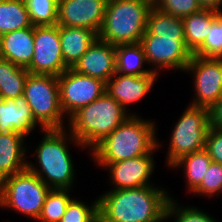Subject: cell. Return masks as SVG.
<instances>
[{
  "label": "cell",
  "instance_id": "6da1fadb",
  "mask_svg": "<svg viewBox=\"0 0 222 222\" xmlns=\"http://www.w3.org/2000/svg\"><path fill=\"white\" fill-rule=\"evenodd\" d=\"M170 195L155 185L116 189L98 198V210L115 222H164Z\"/></svg>",
  "mask_w": 222,
  "mask_h": 222
},
{
  "label": "cell",
  "instance_id": "7a4b0ae2",
  "mask_svg": "<svg viewBox=\"0 0 222 222\" xmlns=\"http://www.w3.org/2000/svg\"><path fill=\"white\" fill-rule=\"evenodd\" d=\"M155 123L130 115L91 152L96 163H114L149 154L157 145Z\"/></svg>",
  "mask_w": 222,
  "mask_h": 222
},
{
  "label": "cell",
  "instance_id": "3957f363",
  "mask_svg": "<svg viewBox=\"0 0 222 222\" xmlns=\"http://www.w3.org/2000/svg\"><path fill=\"white\" fill-rule=\"evenodd\" d=\"M40 144L35 148L38 165L27 163V169L36 174L50 189H72L75 172L67 141L83 147L64 129H45ZM39 169H38V167Z\"/></svg>",
  "mask_w": 222,
  "mask_h": 222
},
{
  "label": "cell",
  "instance_id": "277c9868",
  "mask_svg": "<svg viewBox=\"0 0 222 222\" xmlns=\"http://www.w3.org/2000/svg\"><path fill=\"white\" fill-rule=\"evenodd\" d=\"M130 115L105 92L92 103L81 107L68 118L70 132L83 148L91 151Z\"/></svg>",
  "mask_w": 222,
  "mask_h": 222
},
{
  "label": "cell",
  "instance_id": "5b68a950",
  "mask_svg": "<svg viewBox=\"0 0 222 222\" xmlns=\"http://www.w3.org/2000/svg\"><path fill=\"white\" fill-rule=\"evenodd\" d=\"M153 0H108L98 38L112 45L140 43Z\"/></svg>",
  "mask_w": 222,
  "mask_h": 222
},
{
  "label": "cell",
  "instance_id": "8992f818",
  "mask_svg": "<svg viewBox=\"0 0 222 222\" xmlns=\"http://www.w3.org/2000/svg\"><path fill=\"white\" fill-rule=\"evenodd\" d=\"M24 96L42 131L66 127L57 76L29 73L25 82Z\"/></svg>",
  "mask_w": 222,
  "mask_h": 222
},
{
  "label": "cell",
  "instance_id": "52a82bcc",
  "mask_svg": "<svg viewBox=\"0 0 222 222\" xmlns=\"http://www.w3.org/2000/svg\"><path fill=\"white\" fill-rule=\"evenodd\" d=\"M50 188L34 173L25 169L0 182V207L38 220Z\"/></svg>",
  "mask_w": 222,
  "mask_h": 222
},
{
  "label": "cell",
  "instance_id": "ba28073f",
  "mask_svg": "<svg viewBox=\"0 0 222 222\" xmlns=\"http://www.w3.org/2000/svg\"><path fill=\"white\" fill-rule=\"evenodd\" d=\"M209 128V109L189 105L171 133L167 165L171 167L181 157L205 149Z\"/></svg>",
  "mask_w": 222,
  "mask_h": 222
},
{
  "label": "cell",
  "instance_id": "9c48e42d",
  "mask_svg": "<svg viewBox=\"0 0 222 222\" xmlns=\"http://www.w3.org/2000/svg\"><path fill=\"white\" fill-rule=\"evenodd\" d=\"M140 44L143 47L147 64L154 66L151 71L160 74L158 70H184L192 58V52L186 47L184 37H161L144 34ZM159 68V69H158Z\"/></svg>",
  "mask_w": 222,
  "mask_h": 222
},
{
  "label": "cell",
  "instance_id": "30bf717a",
  "mask_svg": "<svg viewBox=\"0 0 222 222\" xmlns=\"http://www.w3.org/2000/svg\"><path fill=\"white\" fill-rule=\"evenodd\" d=\"M60 103L68 118L106 92V82L68 68L58 76Z\"/></svg>",
  "mask_w": 222,
  "mask_h": 222
},
{
  "label": "cell",
  "instance_id": "8fae6325",
  "mask_svg": "<svg viewBox=\"0 0 222 222\" xmlns=\"http://www.w3.org/2000/svg\"><path fill=\"white\" fill-rule=\"evenodd\" d=\"M194 75L191 106L210 108L222 95V58L192 55L184 72Z\"/></svg>",
  "mask_w": 222,
  "mask_h": 222
},
{
  "label": "cell",
  "instance_id": "7c38bea8",
  "mask_svg": "<svg viewBox=\"0 0 222 222\" xmlns=\"http://www.w3.org/2000/svg\"><path fill=\"white\" fill-rule=\"evenodd\" d=\"M30 74L60 76L68 68L61 51L59 26H34V54Z\"/></svg>",
  "mask_w": 222,
  "mask_h": 222
},
{
  "label": "cell",
  "instance_id": "4fadbf2b",
  "mask_svg": "<svg viewBox=\"0 0 222 222\" xmlns=\"http://www.w3.org/2000/svg\"><path fill=\"white\" fill-rule=\"evenodd\" d=\"M160 146L161 143L158 142V145L149 154L140 157L114 163H97L100 167L108 168L110 180L114 184L111 190L153 185L150 182L151 175L155 169L153 153Z\"/></svg>",
  "mask_w": 222,
  "mask_h": 222
},
{
  "label": "cell",
  "instance_id": "5bb4252c",
  "mask_svg": "<svg viewBox=\"0 0 222 222\" xmlns=\"http://www.w3.org/2000/svg\"><path fill=\"white\" fill-rule=\"evenodd\" d=\"M108 0H58L57 25L87 28L97 34Z\"/></svg>",
  "mask_w": 222,
  "mask_h": 222
},
{
  "label": "cell",
  "instance_id": "9a60e30c",
  "mask_svg": "<svg viewBox=\"0 0 222 222\" xmlns=\"http://www.w3.org/2000/svg\"><path fill=\"white\" fill-rule=\"evenodd\" d=\"M72 69L107 82L116 73V45L97 38Z\"/></svg>",
  "mask_w": 222,
  "mask_h": 222
},
{
  "label": "cell",
  "instance_id": "2e32d148",
  "mask_svg": "<svg viewBox=\"0 0 222 222\" xmlns=\"http://www.w3.org/2000/svg\"><path fill=\"white\" fill-rule=\"evenodd\" d=\"M158 75H124L115 73L106 82V92L126 111L127 106L138 102L151 91Z\"/></svg>",
  "mask_w": 222,
  "mask_h": 222
},
{
  "label": "cell",
  "instance_id": "e0dca14e",
  "mask_svg": "<svg viewBox=\"0 0 222 222\" xmlns=\"http://www.w3.org/2000/svg\"><path fill=\"white\" fill-rule=\"evenodd\" d=\"M37 124L24 95L15 99L0 98V133L16 132L27 137Z\"/></svg>",
  "mask_w": 222,
  "mask_h": 222
},
{
  "label": "cell",
  "instance_id": "ac0fdd59",
  "mask_svg": "<svg viewBox=\"0 0 222 222\" xmlns=\"http://www.w3.org/2000/svg\"><path fill=\"white\" fill-rule=\"evenodd\" d=\"M34 54V26L1 35L0 57L27 68Z\"/></svg>",
  "mask_w": 222,
  "mask_h": 222
},
{
  "label": "cell",
  "instance_id": "d6986e66",
  "mask_svg": "<svg viewBox=\"0 0 222 222\" xmlns=\"http://www.w3.org/2000/svg\"><path fill=\"white\" fill-rule=\"evenodd\" d=\"M25 137L16 132L0 133V182L27 169Z\"/></svg>",
  "mask_w": 222,
  "mask_h": 222
},
{
  "label": "cell",
  "instance_id": "ffe728a7",
  "mask_svg": "<svg viewBox=\"0 0 222 222\" xmlns=\"http://www.w3.org/2000/svg\"><path fill=\"white\" fill-rule=\"evenodd\" d=\"M59 37L65 66L73 68L98 34L87 28L59 26Z\"/></svg>",
  "mask_w": 222,
  "mask_h": 222
},
{
  "label": "cell",
  "instance_id": "44dd1931",
  "mask_svg": "<svg viewBox=\"0 0 222 222\" xmlns=\"http://www.w3.org/2000/svg\"><path fill=\"white\" fill-rule=\"evenodd\" d=\"M219 12L201 9L182 18L186 47L192 54L203 44L210 31L211 23Z\"/></svg>",
  "mask_w": 222,
  "mask_h": 222
},
{
  "label": "cell",
  "instance_id": "7402d4cb",
  "mask_svg": "<svg viewBox=\"0 0 222 222\" xmlns=\"http://www.w3.org/2000/svg\"><path fill=\"white\" fill-rule=\"evenodd\" d=\"M147 63L140 43L116 45V72L124 75H158L150 69H143Z\"/></svg>",
  "mask_w": 222,
  "mask_h": 222
},
{
  "label": "cell",
  "instance_id": "603a6c76",
  "mask_svg": "<svg viewBox=\"0 0 222 222\" xmlns=\"http://www.w3.org/2000/svg\"><path fill=\"white\" fill-rule=\"evenodd\" d=\"M28 74L26 68L0 57V98L3 100L15 99L24 95Z\"/></svg>",
  "mask_w": 222,
  "mask_h": 222
},
{
  "label": "cell",
  "instance_id": "cb8c5ba5",
  "mask_svg": "<svg viewBox=\"0 0 222 222\" xmlns=\"http://www.w3.org/2000/svg\"><path fill=\"white\" fill-rule=\"evenodd\" d=\"M32 26L24 0H0V35Z\"/></svg>",
  "mask_w": 222,
  "mask_h": 222
},
{
  "label": "cell",
  "instance_id": "d4e9b609",
  "mask_svg": "<svg viewBox=\"0 0 222 222\" xmlns=\"http://www.w3.org/2000/svg\"><path fill=\"white\" fill-rule=\"evenodd\" d=\"M211 163L212 159L208 152L203 149L181 157L171 166V169L184 165L187 189L193 193L202 183L203 176H205Z\"/></svg>",
  "mask_w": 222,
  "mask_h": 222
},
{
  "label": "cell",
  "instance_id": "484cf974",
  "mask_svg": "<svg viewBox=\"0 0 222 222\" xmlns=\"http://www.w3.org/2000/svg\"><path fill=\"white\" fill-rule=\"evenodd\" d=\"M144 34L161 37H184L182 18L165 14L153 7L148 16Z\"/></svg>",
  "mask_w": 222,
  "mask_h": 222
},
{
  "label": "cell",
  "instance_id": "4316f807",
  "mask_svg": "<svg viewBox=\"0 0 222 222\" xmlns=\"http://www.w3.org/2000/svg\"><path fill=\"white\" fill-rule=\"evenodd\" d=\"M70 191V189H50L37 221L60 222L67 205L73 199L69 195Z\"/></svg>",
  "mask_w": 222,
  "mask_h": 222
},
{
  "label": "cell",
  "instance_id": "83f0119b",
  "mask_svg": "<svg viewBox=\"0 0 222 222\" xmlns=\"http://www.w3.org/2000/svg\"><path fill=\"white\" fill-rule=\"evenodd\" d=\"M33 26L57 25L58 0H24Z\"/></svg>",
  "mask_w": 222,
  "mask_h": 222
},
{
  "label": "cell",
  "instance_id": "f1b7e54d",
  "mask_svg": "<svg viewBox=\"0 0 222 222\" xmlns=\"http://www.w3.org/2000/svg\"><path fill=\"white\" fill-rule=\"evenodd\" d=\"M195 56L222 58V12L211 23L203 44L193 53Z\"/></svg>",
  "mask_w": 222,
  "mask_h": 222
},
{
  "label": "cell",
  "instance_id": "f546056e",
  "mask_svg": "<svg viewBox=\"0 0 222 222\" xmlns=\"http://www.w3.org/2000/svg\"><path fill=\"white\" fill-rule=\"evenodd\" d=\"M172 197L169 198L166 206V220L174 217V222H217L208 213L197 209V207H181L177 205Z\"/></svg>",
  "mask_w": 222,
  "mask_h": 222
},
{
  "label": "cell",
  "instance_id": "4dcf8cb0",
  "mask_svg": "<svg viewBox=\"0 0 222 222\" xmlns=\"http://www.w3.org/2000/svg\"><path fill=\"white\" fill-rule=\"evenodd\" d=\"M73 198L67 205L60 222H92L94 215L98 211V199L87 205L81 200Z\"/></svg>",
  "mask_w": 222,
  "mask_h": 222
},
{
  "label": "cell",
  "instance_id": "1f68e13d",
  "mask_svg": "<svg viewBox=\"0 0 222 222\" xmlns=\"http://www.w3.org/2000/svg\"><path fill=\"white\" fill-rule=\"evenodd\" d=\"M153 7L165 14L179 18L201 10L197 0H153Z\"/></svg>",
  "mask_w": 222,
  "mask_h": 222
},
{
  "label": "cell",
  "instance_id": "d6a6232c",
  "mask_svg": "<svg viewBox=\"0 0 222 222\" xmlns=\"http://www.w3.org/2000/svg\"><path fill=\"white\" fill-rule=\"evenodd\" d=\"M220 193H222V164L212 162L203 176L202 183L193 194L212 197Z\"/></svg>",
  "mask_w": 222,
  "mask_h": 222
},
{
  "label": "cell",
  "instance_id": "836d02e7",
  "mask_svg": "<svg viewBox=\"0 0 222 222\" xmlns=\"http://www.w3.org/2000/svg\"><path fill=\"white\" fill-rule=\"evenodd\" d=\"M205 150L212 162L222 164V131L209 128L206 135Z\"/></svg>",
  "mask_w": 222,
  "mask_h": 222
},
{
  "label": "cell",
  "instance_id": "e575fe53",
  "mask_svg": "<svg viewBox=\"0 0 222 222\" xmlns=\"http://www.w3.org/2000/svg\"><path fill=\"white\" fill-rule=\"evenodd\" d=\"M210 127L222 131V95L209 108Z\"/></svg>",
  "mask_w": 222,
  "mask_h": 222
},
{
  "label": "cell",
  "instance_id": "d590c367",
  "mask_svg": "<svg viewBox=\"0 0 222 222\" xmlns=\"http://www.w3.org/2000/svg\"><path fill=\"white\" fill-rule=\"evenodd\" d=\"M201 9H210L216 12H222V0H197Z\"/></svg>",
  "mask_w": 222,
  "mask_h": 222
},
{
  "label": "cell",
  "instance_id": "8d00e7d4",
  "mask_svg": "<svg viewBox=\"0 0 222 222\" xmlns=\"http://www.w3.org/2000/svg\"><path fill=\"white\" fill-rule=\"evenodd\" d=\"M92 222H115L110 219H108L106 216H104L99 210L94 215Z\"/></svg>",
  "mask_w": 222,
  "mask_h": 222
}]
</instances>
